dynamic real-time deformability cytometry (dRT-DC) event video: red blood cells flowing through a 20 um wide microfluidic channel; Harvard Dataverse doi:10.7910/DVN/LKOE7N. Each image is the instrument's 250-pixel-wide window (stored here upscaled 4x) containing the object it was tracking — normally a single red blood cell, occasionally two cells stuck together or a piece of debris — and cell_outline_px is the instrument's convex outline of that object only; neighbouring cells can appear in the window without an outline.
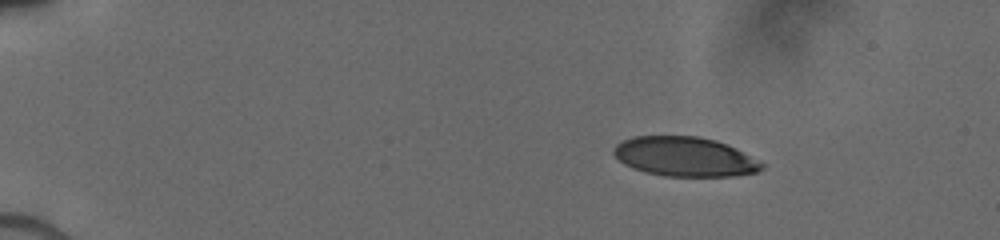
{"species": "human", "species_latin": "Homo sapiens", "temperature_condition": "cold", "stored_images_in_passage": 9, "camera_frame_rate_fps": 3000, "um_per_image_px": 0.085, "donor": {"sex": "male"}, "frame": {"image": 1, "passage_image": 4, "time_ms": 2.667, "image_size_px": [1000, 240], "cell_outline_px": [[764, 168], [756, 172], [736, 176], [664, 176], [644, 172], [632, 168], [624, 164], [612, 152], [612, 148], [620, 140], [632, 136], [700, 136], [716, 140], [728, 144], [736, 148], [764, 164]], "centroid_in_image_um": [58.18, 13.31], "position_along_channel_um": 26.8, "area_um2": 34.33}}
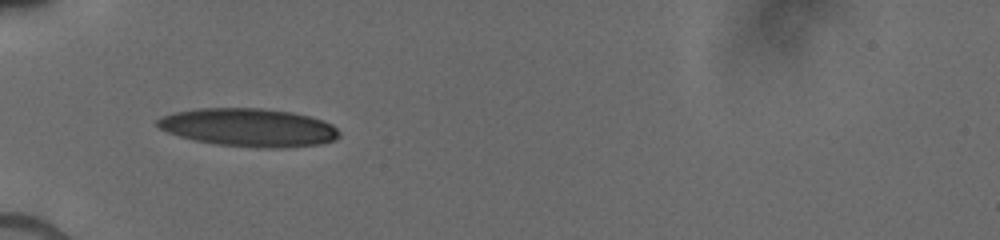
{"frame": {"image": 2, "passage_image": 8, "time_ms": 6.0, "image_size_px": [1000, 240], "cell_outline_px": [[340, 136], [336, 140], [320, 144], [284, 148], [256, 148], [216, 144], [196, 140], [180, 136], [168, 132], [160, 128], [156, 124], [156, 120], [160, 116], [176, 112], [196, 108], [260, 108], [292, 112], [324, 120], [332, 124], [340, 132]], "centroid_in_image_um": [21.17, 10.84], "position_along_channel_um": 63.8, "area_um2": 40.63}}
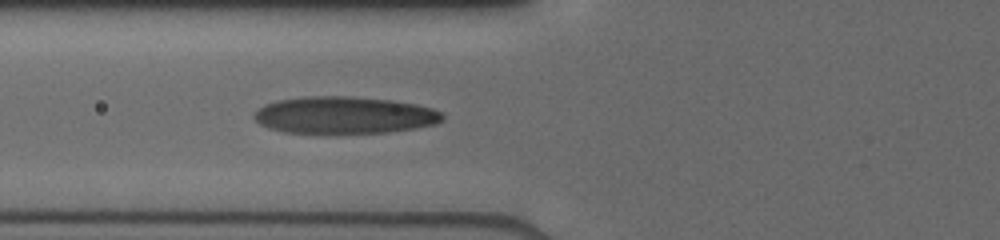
{"frame": {"image": 3, "passage_image": 9, "time_ms": 7.0, "image_size_px": [1000, 240], "cell_outline_px": [[444, 120], [436, 124], [388, 132], [284, 132], [268, 128], [260, 124], [252, 116], [264, 104], [276, 100], [304, 96], [348, 96], [392, 100], [416, 104], [432, 108], [444, 112]], "centroid_in_image_um": [29.28, 9.76], "position_along_channel_um": 96.5, "area_um2": 40.52}}